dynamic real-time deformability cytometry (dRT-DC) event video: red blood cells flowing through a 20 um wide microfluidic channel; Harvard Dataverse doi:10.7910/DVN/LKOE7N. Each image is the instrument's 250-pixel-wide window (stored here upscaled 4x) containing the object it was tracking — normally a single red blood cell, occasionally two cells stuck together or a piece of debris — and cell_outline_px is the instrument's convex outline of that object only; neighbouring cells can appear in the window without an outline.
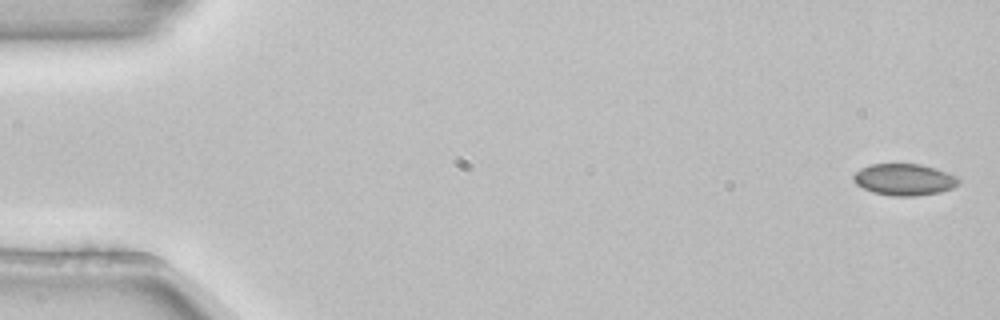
{"species": "common noctule bat (a hibernating species)", "species_latin": "Nyctalus noctula", "temperature_condition": "room temperature", "stored_images_in_passage": 4, "camera_frame_rate_fps": 3000, "um_per_image_px": 0.085, "animal": {"sex": "female", "body_mass_g": 22.7, "forearm_length_mm": 54.2}, "frame": {"image": 1, "passage_image": 1, "time_ms": 0.0, "image_size_px": [1000, 320], "cell_outline_px": [[960, 184], [952, 188], [940, 192], [916, 196], [892, 196], [872, 192], [856, 184], [852, 180], [852, 176], [860, 168], [872, 164], [920, 164], [936, 168], [948, 172], [956, 176], [960, 180]], "centroid_in_image_um": [76.87, 15.26], "position_along_channel_um": 8.1, "area_um2": 19.54}}
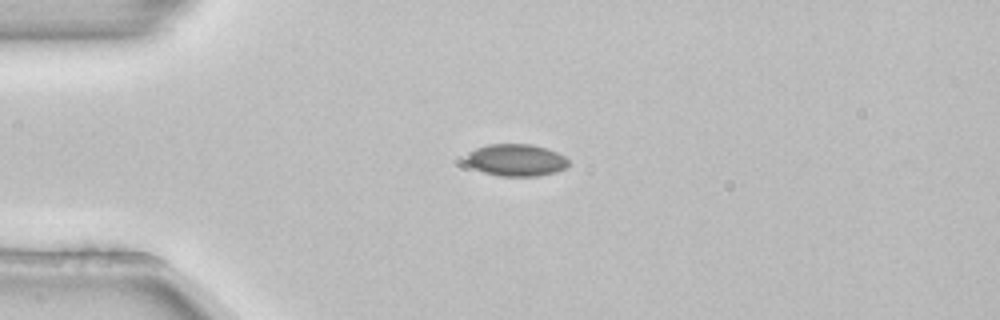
{"frame": {"image": 2, "passage_image": 3, "time_ms": 0.667, "image_size_px": [1000, 320], "cell_outline_px": [[568, 168], [556, 172], [536, 176], [500, 176], [484, 172], [468, 164], [464, 160], [464, 156], [468, 152], [476, 148], [488, 144], [532, 144], [548, 148], [564, 156], [568, 160]], "centroid_in_image_um": [43.87, 13.6], "position_along_channel_um": 41.1, "area_um2": 19.31}}